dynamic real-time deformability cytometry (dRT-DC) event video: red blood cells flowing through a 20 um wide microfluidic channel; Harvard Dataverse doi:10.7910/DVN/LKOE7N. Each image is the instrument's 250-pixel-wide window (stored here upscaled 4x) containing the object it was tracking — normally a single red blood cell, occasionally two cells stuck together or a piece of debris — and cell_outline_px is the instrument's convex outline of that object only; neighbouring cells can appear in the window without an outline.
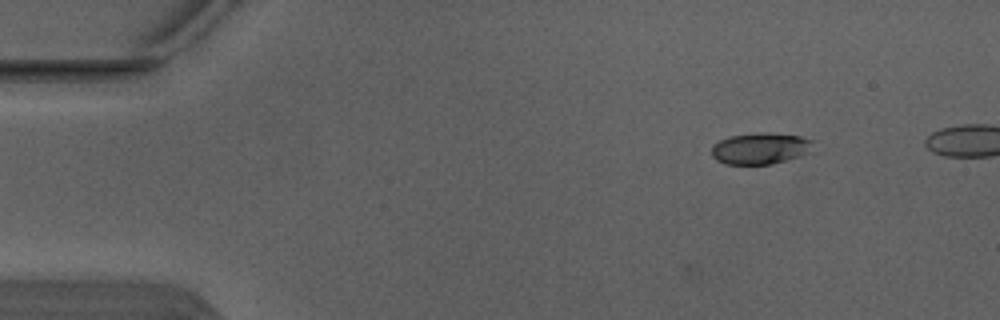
{"species": "Egyptian fruit bat (a non-hibernating species)", "species_latin": "Rousettus aegyptiacus", "temperature_condition": "warm", "stored_images_in_passage": 4, "camera_frame_rate_fps": 3000, "um_per_image_px": 0.085, "animal": {"sex": "male"}, "frame": {"image": 1, "passage_image": 2, "time_ms": 0.333, "image_size_px": [1000, 320], "cell_outline_px": [[812, 140], [808, 152], [800, 156], [772, 164], [724, 164], [716, 160], [712, 156], [712, 144], [728, 136], [760, 132], [800, 136]], "centroid_in_image_um": [64.56, 12.62], "position_along_channel_um": 20.4, "area_um2": 18.44}}